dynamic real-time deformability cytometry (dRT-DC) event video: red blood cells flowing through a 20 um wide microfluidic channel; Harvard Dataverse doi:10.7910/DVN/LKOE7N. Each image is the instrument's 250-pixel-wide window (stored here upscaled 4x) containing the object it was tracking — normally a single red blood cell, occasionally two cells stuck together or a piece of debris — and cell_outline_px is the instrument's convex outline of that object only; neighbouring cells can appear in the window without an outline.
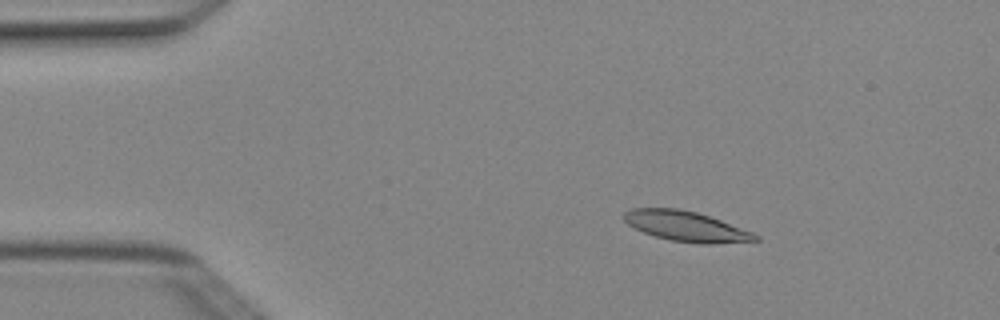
{"species": "Egyptian fruit bat (a non-hibernating species)", "species_latin": "Rousettus aegyptiacus", "temperature_condition": "cold", "stored_images_in_passage": 5, "camera_frame_rate_fps": 3000, "um_per_image_px": 0.085, "animal": {"sex": "female"}, "frame": {"image": 1, "passage_image": 3, "time_ms": 0.667, "image_size_px": [1000, 320], "cell_outline_px": [[760, 240], [712, 244], [700, 244], [672, 240], [656, 236], [644, 232], [628, 224], [620, 216], [624, 212], [632, 208], [680, 208], [696, 212], [720, 220], [752, 232], [760, 236]], "centroid_in_image_um": [58.3, 19.23], "position_along_channel_um": 26.7, "area_um2": 22.95}}
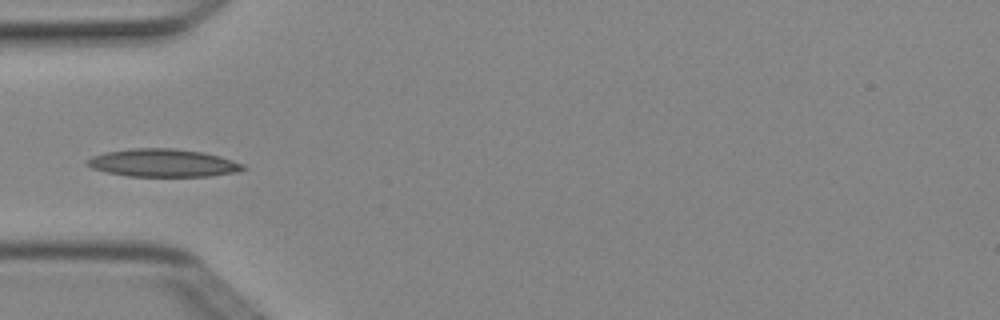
{"frame": {"image": 2, "passage_image": 5, "time_ms": 1.333, "image_size_px": [1000, 320], "cell_outline_px": [[248, 168], [236, 172], [208, 176], [128, 176], [108, 172], [92, 168], [84, 160], [92, 156], [104, 152], [132, 148], [172, 148], [204, 152], [220, 156], [244, 164]], "centroid_in_image_um": [13.86, 13.84], "position_along_channel_um": 71.1, "area_um2": 25.32}}